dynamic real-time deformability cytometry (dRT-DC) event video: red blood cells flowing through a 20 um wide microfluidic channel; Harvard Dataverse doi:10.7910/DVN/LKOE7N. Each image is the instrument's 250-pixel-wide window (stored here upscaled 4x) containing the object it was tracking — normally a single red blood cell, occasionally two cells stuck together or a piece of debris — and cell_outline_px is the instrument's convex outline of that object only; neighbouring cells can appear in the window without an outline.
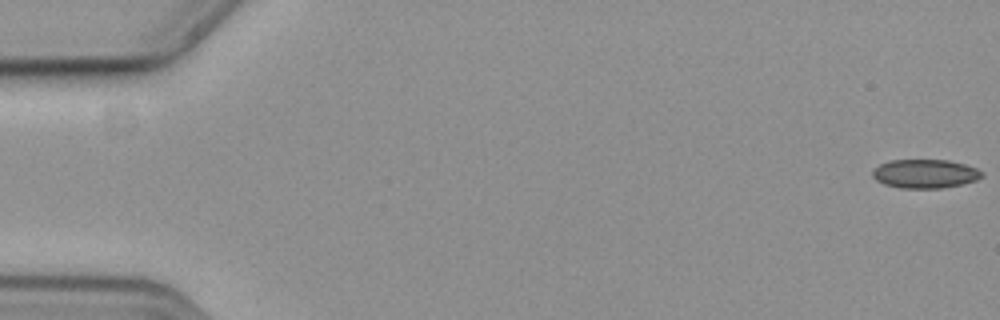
{"species": "common noctule bat (a hibernating species)", "species_latin": "Nyctalus noctula", "temperature_condition": "cold", "stored_images_in_passage": 57, "camera_frame_rate_fps": 3000, "um_per_image_px": 0.085, "animal": {"sex": "female", "body_mass_g": 19.3, "forearm_length_mm": 54.1}, "frame": {"image": 1, "passage_image": 1, "time_ms": 0.0, "image_size_px": [1000, 320], "cell_outline_px": [[984, 176], [976, 180], [960, 184], [940, 188], [900, 188], [884, 184], [876, 180], [872, 176], [872, 172], [880, 164], [888, 160], [948, 160], [964, 164], [976, 168], [984, 172]], "centroid_in_image_um": [78.63, 14.76], "position_along_channel_um": 6.4, "area_um2": 18.32}}
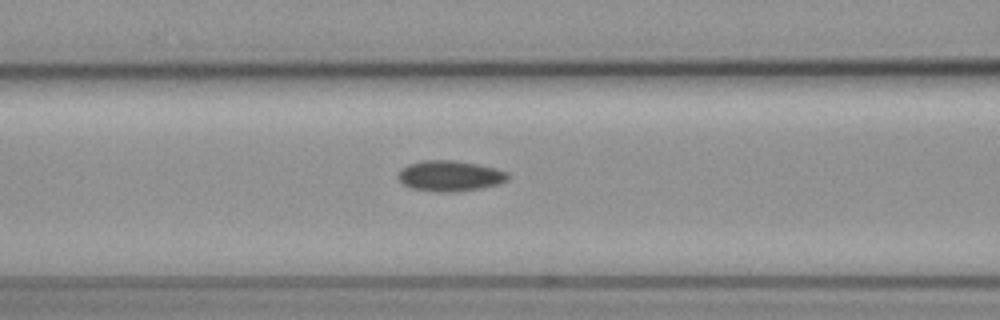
{"frame": {"image": 2, "passage_image": 24, "time_ms": 7.667, "image_size_px": [1000, 320], "cell_outline_px": [[508, 180], [500, 184], [480, 188], [456, 192], [436, 192], [412, 188], [404, 184], [400, 180], [400, 172], [408, 164], [420, 160], [452, 160], [476, 164], [496, 168], [508, 172]], "centroid_in_image_um": [38.29, 14.95], "position_along_channel_um": 128.3, "area_um2": 19.48}}
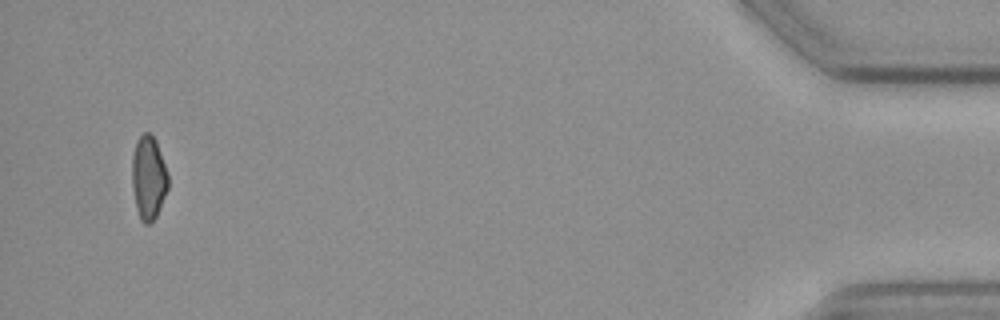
{"frame": {"image": 3, "passage_image": 55, "time_ms": 18.0, "image_size_px": [1000, 320], "cell_outline_px": [[168, 188], [160, 208], [156, 216], [148, 224], [144, 224], [140, 220], [136, 208], [132, 188], [132, 156], [136, 140], [144, 132], [148, 132], [156, 140], [168, 176]], "centroid_in_image_um": [12.61, 15.11], "position_along_channel_um": 422.6, "area_um2": 17.57}, "authors_computed_cell_mechanics": {"area_um2": 18.6694, "velocity_mm_per_s": 3.6846, "shape_relaxation_time_tau1_ms": 4.7797, "shape_relaxation_time_tau2_ms": 8.7929, "deformation_change_tau1": 0.0755, "deformation_change_tau2": 0.1294}}